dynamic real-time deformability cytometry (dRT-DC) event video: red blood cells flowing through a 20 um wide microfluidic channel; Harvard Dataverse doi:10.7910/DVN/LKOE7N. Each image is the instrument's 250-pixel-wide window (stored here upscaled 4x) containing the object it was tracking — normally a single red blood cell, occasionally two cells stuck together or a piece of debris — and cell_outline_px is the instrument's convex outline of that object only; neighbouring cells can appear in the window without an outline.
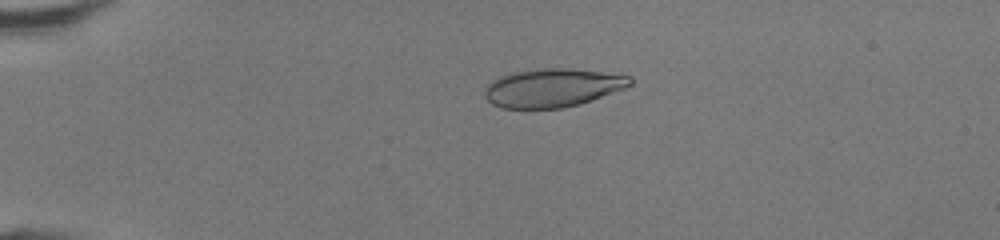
{"species": "human", "species_latin": "Homo sapiens", "temperature_condition": "room temperature", "stored_images_in_passage": 44, "camera_frame_rate_fps": 3000, "um_per_image_px": 0.085, "donor": {"sex": "female"}, "frame": {"image": 1, "passage_image": 8, "time_ms": 2.333, "image_size_px": [1000, 240], "cell_outline_px": [[632, 84], [624, 88], [592, 100], [580, 104], [564, 108], [500, 108], [492, 104], [484, 96], [484, 88], [492, 80], [500, 76], [516, 72], [544, 68], [568, 68], [632, 76]], "centroid_in_image_um": [46.95, 7.47], "position_along_channel_um": 38.1, "area_um2": 32.48}}
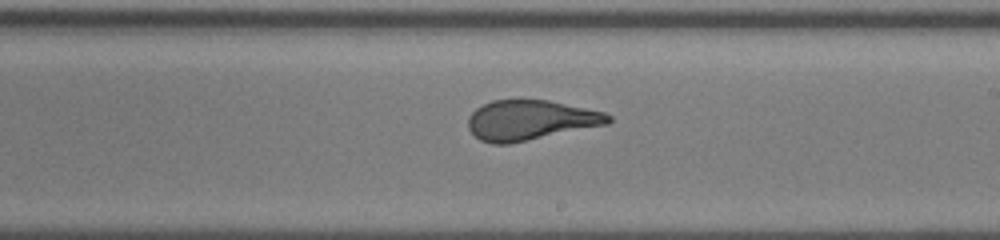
{"frame": {"image": 2, "passage_image": 26, "time_ms": 8.333, "image_size_px": [1000, 240], "cell_outline_px": [[612, 120], [608, 124], [508, 144], [492, 144], [480, 140], [468, 128], [468, 116], [476, 108], [492, 100], [548, 100], [604, 112], [612, 116]], "centroid_in_image_um": [45.07, 10.21], "position_along_channel_um": 243.9, "area_um2": 32.48}}
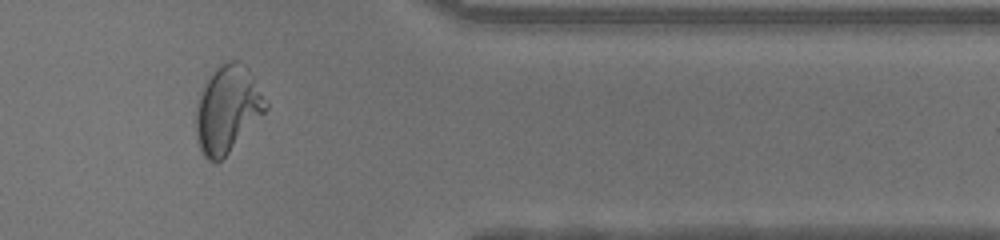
{"frame": {"image": 3, "passage_image": 37, "time_ms": 12.0, "image_size_px": [1000, 240], "cell_outline_px": [[268, 108], [228, 152], [220, 160], [208, 160], [204, 156], [200, 148], [196, 132], [196, 108], [200, 92], [204, 84], [212, 72], [220, 64], [228, 60], [240, 60], [248, 68], [268, 100]], "centroid_in_image_um": [19.35, 9.21], "position_along_channel_um": 392.1, "area_um2": 34.97}}